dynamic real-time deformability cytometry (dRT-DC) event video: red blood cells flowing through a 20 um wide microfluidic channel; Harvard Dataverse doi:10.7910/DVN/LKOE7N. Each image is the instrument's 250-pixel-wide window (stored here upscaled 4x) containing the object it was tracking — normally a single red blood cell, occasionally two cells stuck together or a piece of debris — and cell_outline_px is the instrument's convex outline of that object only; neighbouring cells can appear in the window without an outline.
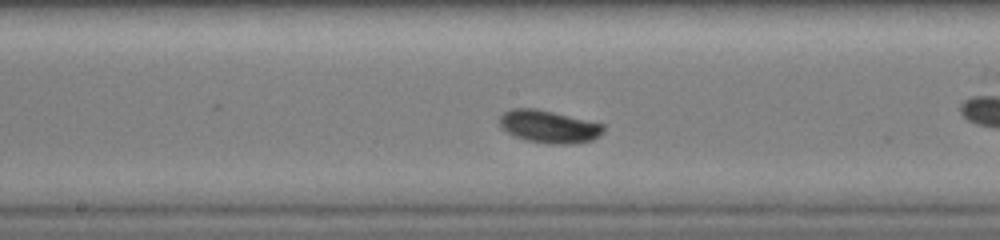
{"species": "common noctule bat (a hibernating species)", "species_latin": "Nyctalus noctula", "temperature_condition": "warm", "stored_images_in_passage": 14, "camera_frame_rate_fps": 3000, "um_per_image_px": 0.085, "animal": {"sex": "female", "body_mass_g": 19.0, "forearm_length_mm": 51.5}, "frame": {"image": 1, "passage_image": 8, "time_ms": 4.0, "image_size_px": [1000, 240], "cell_outline_px": [[604, 132], [600, 136], [592, 140], [576, 144], [548, 144], [524, 140], [500, 128], [500, 116], [504, 112], [512, 108], [536, 108], [604, 124]], "centroid_in_image_um": [46.67, 10.77], "position_along_channel_um": 201.5, "area_um2": 19.88}}
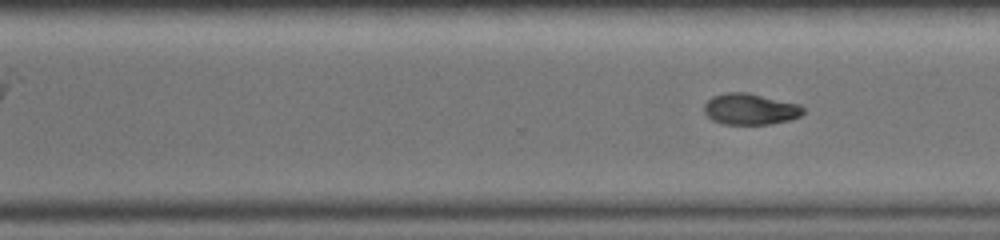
{"frame": {"image": 2, "passage_image": 14, "time_ms": 7.667, "image_size_px": [1000, 240], "cell_outline_px": [[804, 112], [800, 116], [788, 120], [768, 124], [724, 124], [712, 120], [704, 112], [704, 104], [712, 96], [728, 92], [748, 92], [800, 104], [804, 108]], "centroid_in_image_um": [63.77, 9.26], "position_along_channel_um": 306.8, "area_um2": 18.03}}